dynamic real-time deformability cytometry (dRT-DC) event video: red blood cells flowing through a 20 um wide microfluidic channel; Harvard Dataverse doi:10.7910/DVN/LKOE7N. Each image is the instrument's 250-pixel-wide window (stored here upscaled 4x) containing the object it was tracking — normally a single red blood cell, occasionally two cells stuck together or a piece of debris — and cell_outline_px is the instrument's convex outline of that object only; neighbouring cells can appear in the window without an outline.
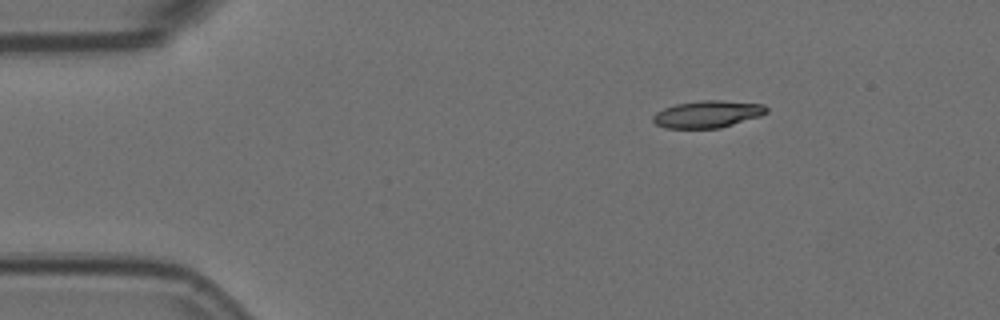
{"species": "Egyptian fruit bat (a non-hibernating species)", "species_latin": "Rousettus aegyptiacus", "temperature_condition": "room temperature", "stored_images_in_passage": 49, "camera_frame_rate_fps": 3000, "um_per_image_px": 0.085, "animal": {"sex": "female"}, "frame": {"image": 1, "passage_image": 1, "time_ms": 0.0, "image_size_px": [1000, 320], "cell_outline_px": [[768, 112], [760, 116], [720, 128], [664, 128], [656, 124], [652, 120], [652, 116], [656, 112], [664, 108], [676, 104], [704, 100], [720, 100], [764, 104], [768, 108]], "centroid_in_image_um": [60.14, 9.7], "position_along_channel_um": 24.9, "area_um2": 17.92}}
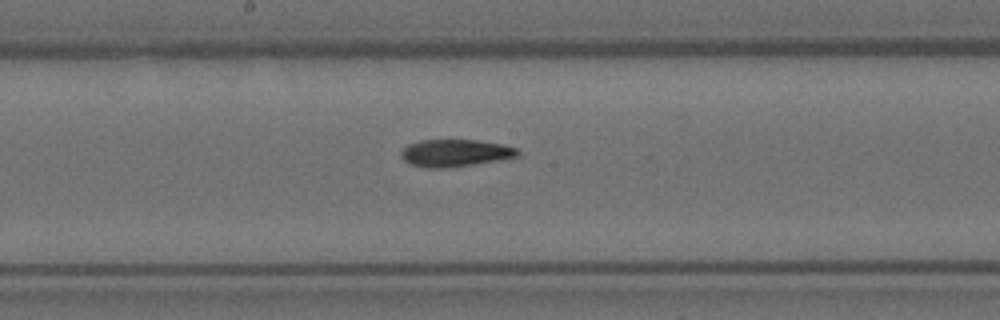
{"frame": {"image": 2, "passage_image": 22, "time_ms": 7.0, "image_size_px": [1000, 320], "cell_outline_px": [[520, 156], [504, 160], [448, 168], [424, 168], [412, 164], [404, 160], [400, 156], [400, 152], [408, 144], [420, 140], [476, 140], [504, 144], [516, 148], [520, 152]], "centroid_in_image_um": [38.73, 13.01], "position_along_channel_um": 209.5, "area_um2": 18.84}}
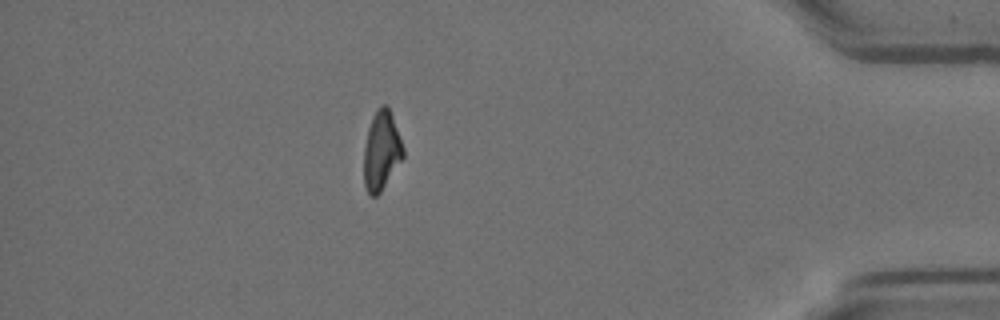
{"frame": {"image": 3, "passage_image": 42, "time_ms": 13.667, "image_size_px": [1000, 320], "cell_outline_px": [[404, 156], [380, 192], [376, 196], [372, 196], [368, 192], [364, 184], [364, 148], [368, 128], [372, 116], [380, 104], [384, 104], [388, 108], [392, 116], [404, 148]], "centroid_in_image_um": [32.41, 12.79], "position_along_channel_um": 402.8, "area_um2": 17.86}, "authors_computed_cell_mechanics": {"area_um2": 18.7272, "velocity_mm_per_s": 3.5879, "shape_relaxation_time_tau1_ms": 7.2957, "shape_relaxation_time_tau2_ms": 4.634, "deformation_change_tau1": 0.2, "deformation_change_tau2": 0.1174}}